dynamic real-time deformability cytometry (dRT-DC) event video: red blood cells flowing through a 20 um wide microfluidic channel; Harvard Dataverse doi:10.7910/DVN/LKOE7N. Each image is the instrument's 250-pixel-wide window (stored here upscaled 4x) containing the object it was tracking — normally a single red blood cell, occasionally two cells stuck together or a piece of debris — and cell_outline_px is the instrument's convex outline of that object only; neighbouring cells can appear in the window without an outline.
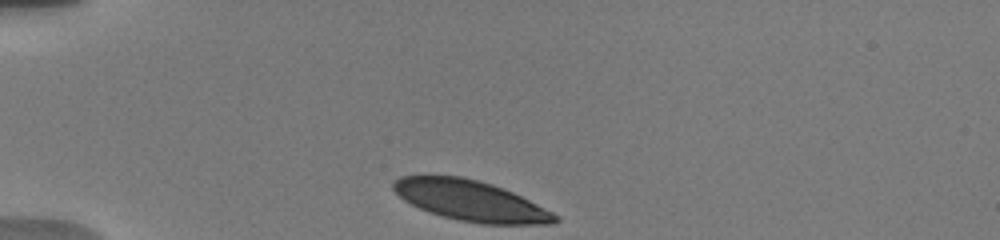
{"species": "human", "species_latin": "Homo sapiens", "temperature_condition": "warm", "stored_images_in_passage": 3, "camera_frame_rate_fps": 3000, "um_per_image_px": 0.085, "donor": {"sex": "male"}, "frame": {"image": 1, "passage_image": 1, "time_ms": 0.0, "image_size_px": [1000, 240], "cell_outline_px": [[560, 220], [552, 224], [484, 224], [460, 220], [428, 212], [404, 200], [392, 188], [392, 184], [400, 176], [428, 172], [460, 176], [492, 184], [504, 188], [560, 216]], "centroid_in_image_um": [39.94, 17.01], "position_along_channel_um": 45.1, "area_um2": 38.55}}